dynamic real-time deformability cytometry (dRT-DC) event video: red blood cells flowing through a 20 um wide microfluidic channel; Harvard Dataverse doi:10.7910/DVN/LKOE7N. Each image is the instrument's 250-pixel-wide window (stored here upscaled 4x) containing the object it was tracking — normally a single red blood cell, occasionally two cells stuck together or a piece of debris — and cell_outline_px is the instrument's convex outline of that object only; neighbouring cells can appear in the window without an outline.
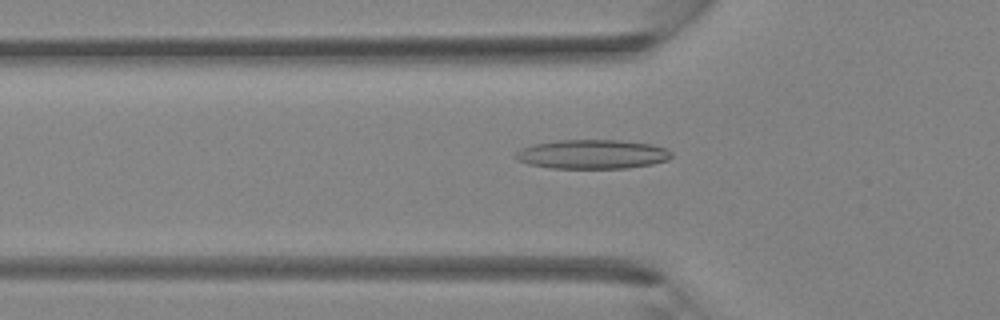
{"species": "Egyptian fruit bat (a non-hibernating species)", "species_latin": "Rousettus aegyptiacus", "temperature_condition": "room temperature", "stored_images_in_passage": 39, "camera_frame_rate_fps": 3000, "um_per_image_px": 0.085, "animal": {"sex": "female"}, "frame": {"image": 1, "passage_image": 13, "time_ms": 4.0, "image_size_px": [1000, 320], "cell_outline_px": [[672, 156], [668, 160], [652, 164], [628, 168], [552, 168], [528, 164], [516, 160], [516, 152], [520, 148], [532, 144], [560, 140], [620, 140], [652, 144], [668, 148], [672, 152]], "centroid_in_image_um": [50.37, 13.11], "position_along_channel_um": 75.4, "area_um2": 26.7}}
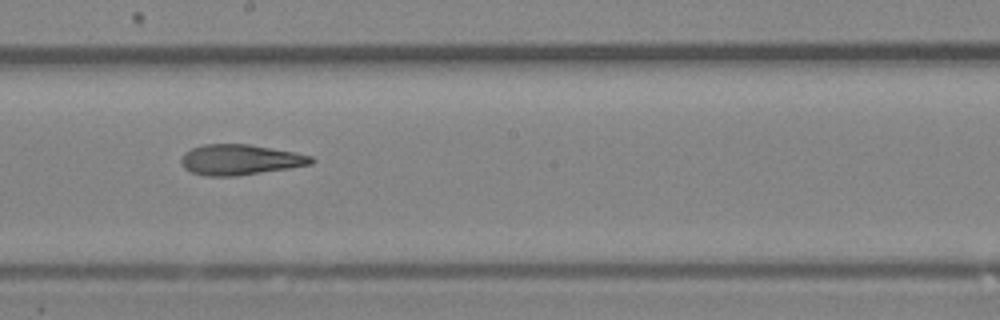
{"frame": {"image": 2, "passage_image": 22, "time_ms": 7.0, "image_size_px": [1000, 320], "cell_outline_px": [[316, 160], [312, 164], [288, 168], [236, 176], [208, 176], [192, 172], [184, 168], [180, 160], [184, 152], [192, 148], [204, 144], [248, 144], [296, 152], [312, 156]], "centroid_in_image_um": [20.42, 13.57], "position_along_channel_um": 227.8, "area_um2": 23.06}}
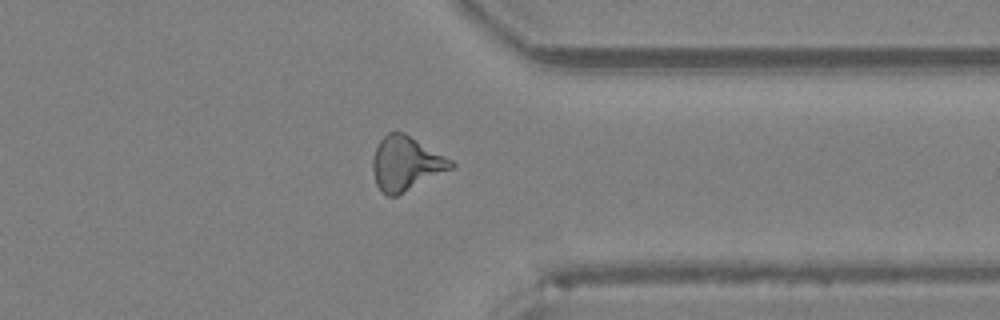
{"frame": {"image": 3, "passage_image": 31, "time_ms": 10.0, "image_size_px": [1000, 320], "cell_outline_px": [[456, 164], [452, 168], [396, 196], [388, 196], [376, 184], [372, 168], [372, 160], [376, 148], [380, 140], [388, 132], [404, 132], [452, 160]], "centroid_in_image_um": [34.49, 13.88], "position_along_channel_um": 376.9, "area_um2": 24.28}}